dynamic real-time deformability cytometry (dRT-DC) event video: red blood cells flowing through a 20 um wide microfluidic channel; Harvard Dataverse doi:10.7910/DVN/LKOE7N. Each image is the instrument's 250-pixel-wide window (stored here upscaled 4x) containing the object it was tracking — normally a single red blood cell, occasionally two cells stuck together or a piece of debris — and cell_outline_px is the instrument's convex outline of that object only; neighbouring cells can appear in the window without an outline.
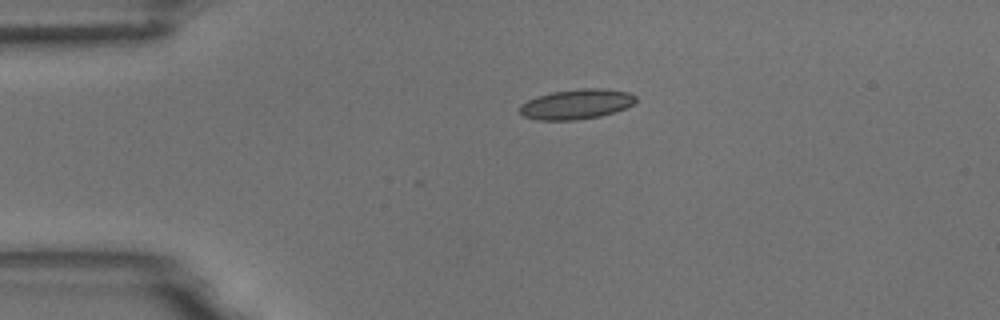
{"species": "common noctule bat (a hibernating species)", "species_latin": "Nyctalus noctula", "temperature_condition": "room temperature", "stored_images_in_passage": 2, "camera_frame_rate_fps": 3000, "um_per_image_px": 0.085, "animal": {"sex": "male", "body_mass_g": 18.8}, "frame": {"image": 1, "passage_image": 1, "time_ms": 0.0, "image_size_px": [1000, 320], "cell_outline_px": [[636, 100], [632, 104], [616, 112], [600, 116], [576, 120], [536, 120], [524, 116], [520, 112], [520, 104], [536, 96], [552, 92], [580, 88], [604, 88], [628, 92], [636, 96]], "centroid_in_image_um": [48.99, 8.85], "position_along_channel_um": 36.0, "area_um2": 20.35}}
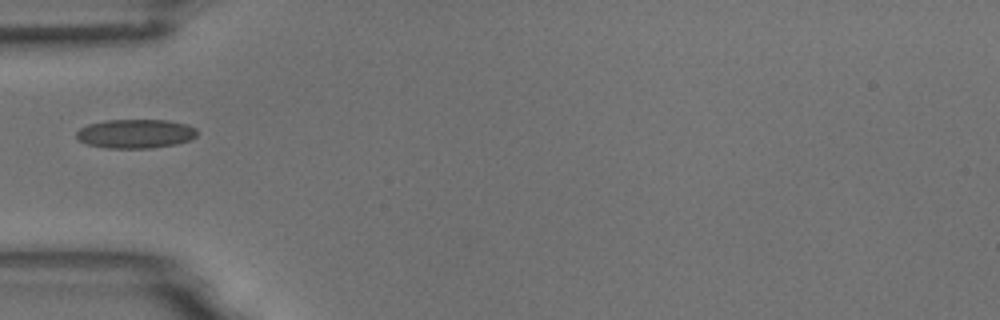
{"frame": {"image": 2, "passage_image": 2, "time_ms": 0.333, "image_size_px": [1000, 320], "cell_outline_px": [[196, 136], [188, 140], [176, 144], [152, 148], [108, 148], [88, 144], [80, 140], [76, 136], [76, 132], [80, 128], [88, 124], [108, 120], [168, 120], [188, 124], [196, 128]], "centroid_in_image_um": [11.53, 11.36], "position_along_channel_um": 73.5, "area_um2": 20.35}}